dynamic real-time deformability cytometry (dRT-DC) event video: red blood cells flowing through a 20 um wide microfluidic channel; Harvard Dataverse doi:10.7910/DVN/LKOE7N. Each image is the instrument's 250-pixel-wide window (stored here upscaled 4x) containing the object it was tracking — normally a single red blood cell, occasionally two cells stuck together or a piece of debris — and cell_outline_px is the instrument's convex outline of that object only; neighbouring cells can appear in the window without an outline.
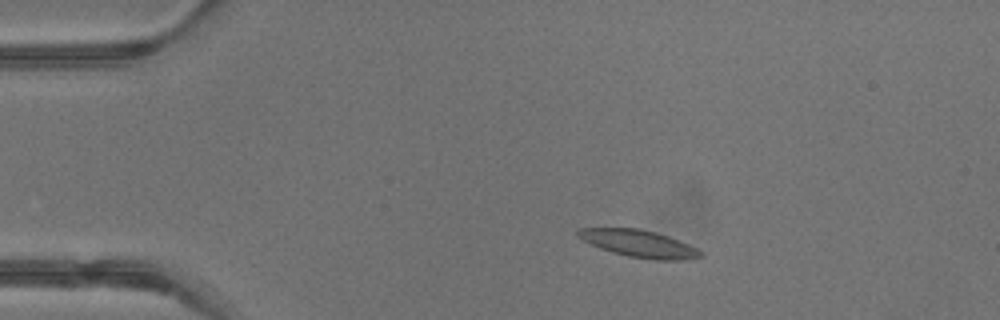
{"species": "common noctule bat (a hibernating species)", "species_latin": "Nyctalus noctula", "temperature_condition": "warm", "stored_images_in_passage": 44, "camera_frame_rate_fps": 3000, "um_per_image_px": 0.085, "animal": {"sex": "male", "body_mass_g": 13.3}, "frame": {"image": 1, "passage_image": 8, "time_ms": 2.333, "image_size_px": [1000, 320], "cell_outline_px": [[704, 256], [680, 260], [656, 260], [628, 256], [612, 252], [600, 248], [576, 236], [576, 228], [636, 228], [656, 232], [668, 236], [688, 244], [704, 252]], "centroid_in_image_um": [54.31, 20.7], "position_along_channel_um": 30.7, "area_um2": 19.31}}
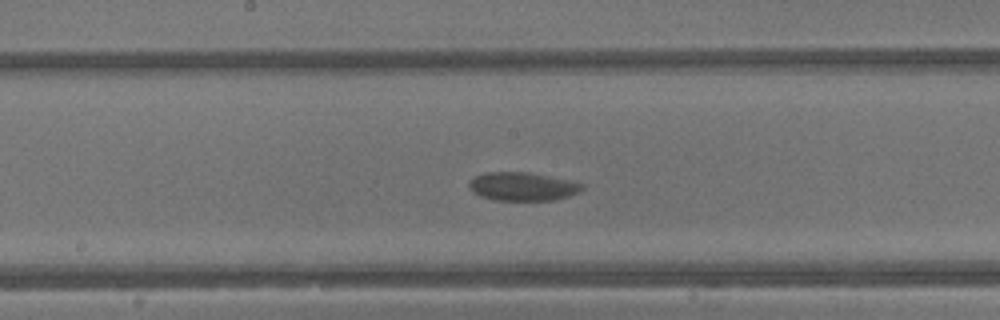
{"frame": {"image": 2, "passage_image": 23, "time_ms": 7.333, "image_size_px": [1000, 320], "cell_outline_px": [[584, 188], [568, 196], [552, 200], [496, 200], [480, 196], [472, 192], [468, 184], [476, 176], [488, 172], [528, 172], [568, 180], [584, 184]], "centroid_in_image_um": [44.4, 15.85], "position_along_channel_um": 203.8, "area_um2": 18.44}}
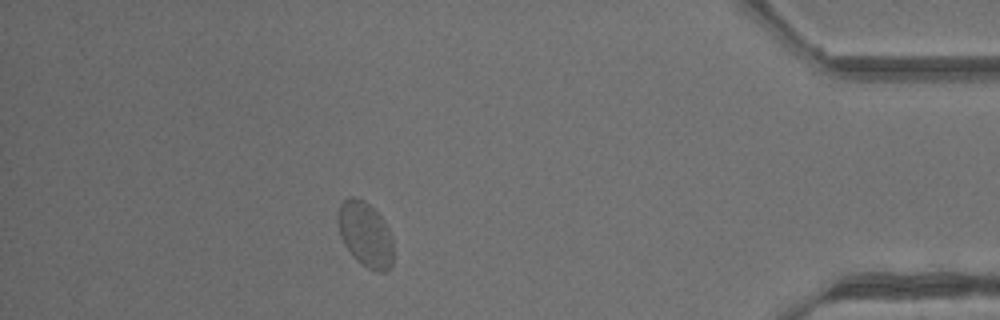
{"frame": {"image": 3, "passage_image": 39, "time_ms": 12.667, "image_size_px": [1000, 320], "cell_outline_px": [[392, 268], [384, 272], [376, 272], [368, 268], [356, 260], [352, 256], [344, 244], [340, 236], [336, 220], [336, 216], [340, 204], [348, 196], [352, 196], [364, 200], [384, 220], [388, 228], [392, 240]], "centroid_in_image_um": [31.03, 19.92], "position_along_channel_um": 404.2, "area_um2": 21.21}, "authors_computed_cell_mechanics": {"area_um2": 19.4208, "velocity_mm_per_s": 4.6607, "shape_relaxation_time_tau1_ms": 2.7481, "shape_relaxation_time_tau2_ms": null, "deformation_change_tau1": 0.0927, "deformation_change_tau2": null}}